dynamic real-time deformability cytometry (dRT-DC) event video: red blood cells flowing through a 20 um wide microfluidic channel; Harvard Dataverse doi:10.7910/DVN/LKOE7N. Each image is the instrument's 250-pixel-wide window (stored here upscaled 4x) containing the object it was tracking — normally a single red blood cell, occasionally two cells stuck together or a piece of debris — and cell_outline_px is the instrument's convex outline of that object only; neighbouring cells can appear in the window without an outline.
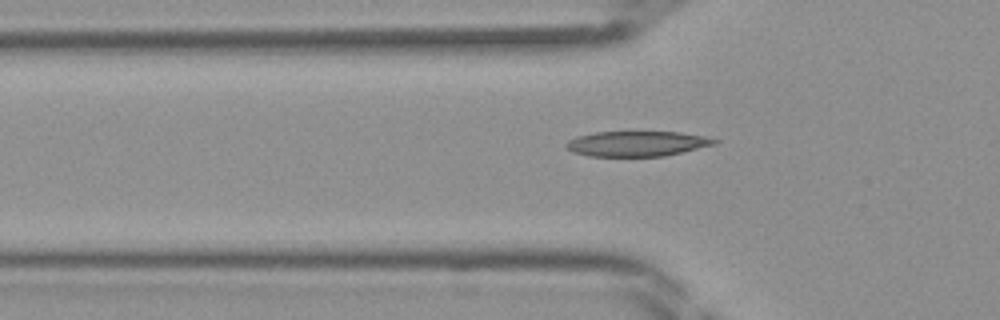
{"species": "Egyptian fruit bat (a non-hibernating species)", "species_latin": "Rousettus aegyptiacus", "temperature_condition": "room temperature", "stored_images_in_passage": 41, "camera_frame_rate_fps": 3000, "um_per_image_px": 0.085, "frame": {"image": 1, "passage_image": 15, "time_ms": 4.667, "image_size_px": [1000, 320], "cell_outline_px": [[720, 140], [716, 144], [664, 156], [588, 156], [572, 152], [564, 144], [568, 140], [576, 136], [596, 132], [680, 132], [704, 136]], "centroid_in_image_um": [54.13, 12.21], "position_along_channel_um": 71.7, "area_um2": 21.73}}
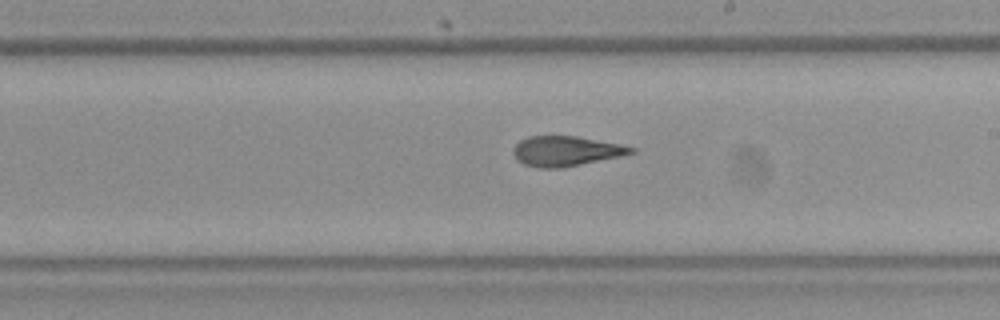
{"frame": {"image": 2, "passage_image": 26, "time_ms": 8.333, "image_size_px": [1000, 320], "cell_outline_px": [[636, 152], [620, 156], [564, 168], [536, 168], [524, 164], [516, 160], [512, 152], [512, 148], [520, 140], [528, 136], [576, 136], [620, 144], [636, 148]], "centroid_in_image_um": [48.07, 12.85], "position_along_channel_um": 240.9, "area_um2": 20.75}}
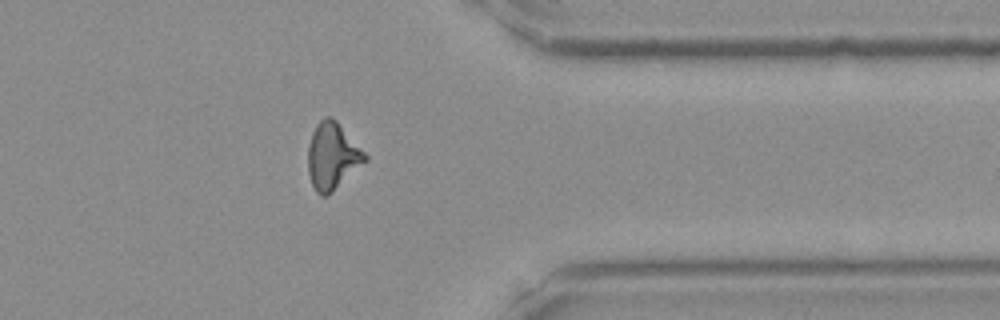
{"frame": {"image": 3, "passage_image": 36, "time_ms": 11.667, "image_size_px": [1000, 320], "cell_outline_px": [[368, 160], [328, 196], [320, 196], [316, 192], [312, 184], [308, 172], [308, 144], [312, 132], [316, 124], [324, 116], [328, 116], [336, 120], [368, 156]], "centroid_in_image_um": [28.24, 13.28], "position_along_channel_um": 383.2, "area_um2": 22.25}}